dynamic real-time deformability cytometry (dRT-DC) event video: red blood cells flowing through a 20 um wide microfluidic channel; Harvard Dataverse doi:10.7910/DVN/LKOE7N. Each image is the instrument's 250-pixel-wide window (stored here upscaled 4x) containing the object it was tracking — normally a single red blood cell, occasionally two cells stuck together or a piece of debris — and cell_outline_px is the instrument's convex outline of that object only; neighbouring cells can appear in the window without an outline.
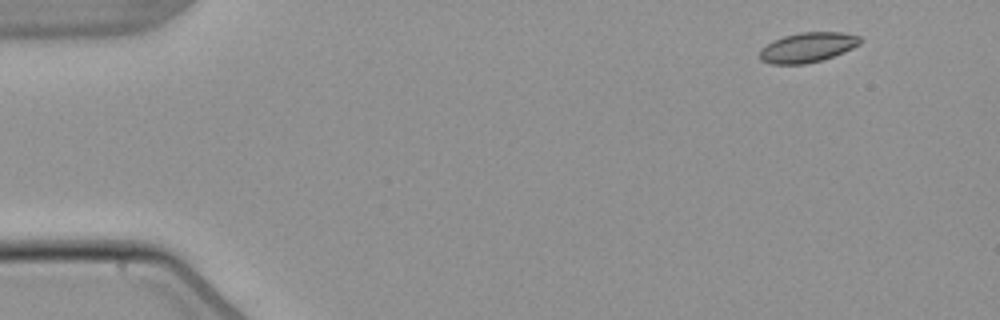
{"species": "common noctule bat (a hibernating species)", "species_latin": "Nyctalus noctula", "temperature_condition": "warm", "stored_images_in_passage": 3, "camera_frame_rate_fps": 3000, "um_per_image_px": 0.085, "animal": {"sex": "male", "body_mass_g": 21.5, "forearm_length_mm": 52.0}, "frame": {"image": 1, "passage_image": 1, "time_ms": 0.0, "image_size_px": [1000, 320], "cell_outline_px": [[860, 44], [844, 52], [820, 60], [804, 64], [768, 64], [760, 60], [760, 48], [772, 40], [784, 36], [800, 32], [844, 32], [860, 36]], "centroid_in_image_um": [68.61, 4.02], "position_along_channel_um": 16.4, "area_um2": 17.51}}